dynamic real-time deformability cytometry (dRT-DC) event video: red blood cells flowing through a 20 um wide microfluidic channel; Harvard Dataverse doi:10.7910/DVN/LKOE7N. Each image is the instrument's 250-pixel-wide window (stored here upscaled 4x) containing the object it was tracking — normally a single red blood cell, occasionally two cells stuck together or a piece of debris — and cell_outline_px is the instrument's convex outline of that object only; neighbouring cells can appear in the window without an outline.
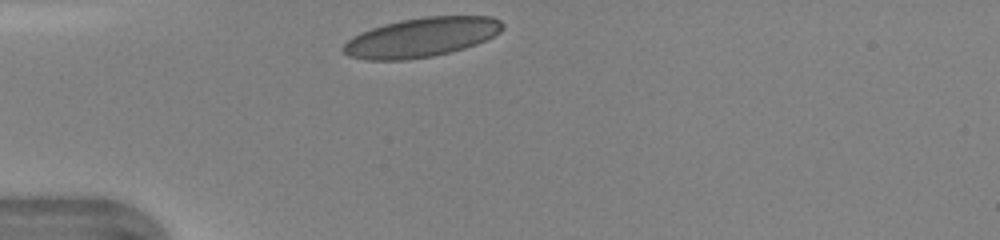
{"species": "human", "species_latin": "Homo sapiens", "temperature_condition": "warm", "stored_images_in_passage": 27, "camera_frame_rate_fps": 3000, "um_per_image_px": 0.085, "donor": {"sex": "female"}, "frame": {"image": 1, "passage_image": 1, "time_ms": 0.0, "image_size_px": [1000, 240], "cell_outline_px": [[504, 28], [500, 32], [476, 44], [464, 48], [432, 56], [404, 60], [364, 60], [348, 56], [340, 48], [352, 36], [360, 32], [384, 24], [400, 20], [424, 16], [492, 16], [500, 20], [504, 24]], "centroid_in_image_um": [35.79, 3.17], "position_along_channel_um": 49.2, "area_um2": 36.59}}
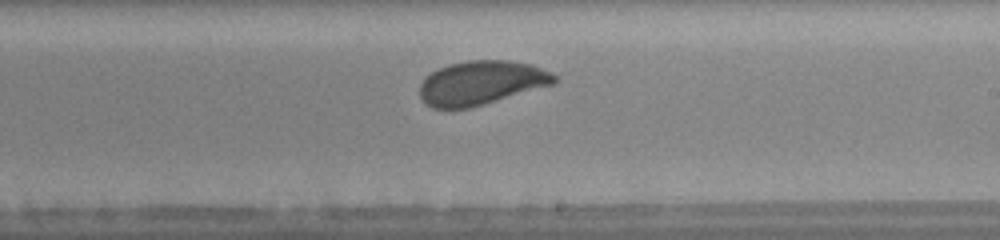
{"frame": {"image": 2, "passage_image": 16, "time_ms": 5.0, "image_size_px": [1000, 240], "cell_outline_px": [[560, 80], [552, 84], [468, 108], [432, 108], [420, 96], [420, 84], [424, 76], [448, 64], [468, 60], [508, 60], [532, 64], [552, 72], [560, 76]], "centroid_in_image_um": [40.93, 7.01], "position_along_channel_um": 248.1, "area_um2": 34.33}, "authors_computed_cell_mechanics": {"area_um2": 35.0846, "velocity_mm_per_s": 4.3505, "shape_relaxation_time_tau1_ms": 2.1239, "shape_relaxation_time_tau2_ms": null, "deformation_change_tau1": 0.1056, "deformation_change_tau2": null}}